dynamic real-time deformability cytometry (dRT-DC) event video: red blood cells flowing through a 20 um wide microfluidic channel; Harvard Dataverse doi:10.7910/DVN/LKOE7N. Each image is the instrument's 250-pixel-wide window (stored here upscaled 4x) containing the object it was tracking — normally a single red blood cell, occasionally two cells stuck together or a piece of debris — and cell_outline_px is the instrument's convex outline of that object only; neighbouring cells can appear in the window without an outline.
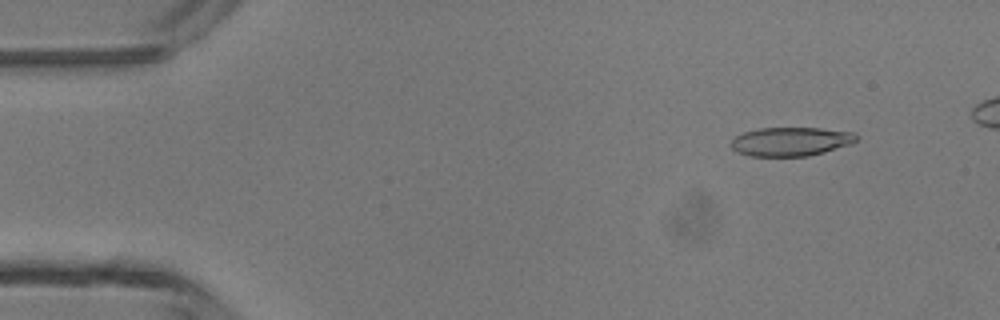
{"species": "common noctule bat (a hibernating species)", "species_latin": "Nyctalus noctula", "temperature_condition": "room temperature", "stored_images_in_passage": 44, "camera_frame_rate_fps": 3000, "um_per_image_px": 0.085, "animal": {"sex": "male", "body_mass_g": 13.3}, "frame": {"image": 1, "passage_image": 5, "time_ms": 1.333, "image_size_px": [1000, 320], "cell_outline_px": [[860, 136], [852, 144], [824, 152], [808, 156], [748, 156], [732, 148], [732, 140], [736, 136], [744, 132], [760, 128], [820, 128], [852, 132]], "centroid_in_image_um": [67.26, 12.03], "position_along_channel_um": 17.7, "area_um2": 20.98}}
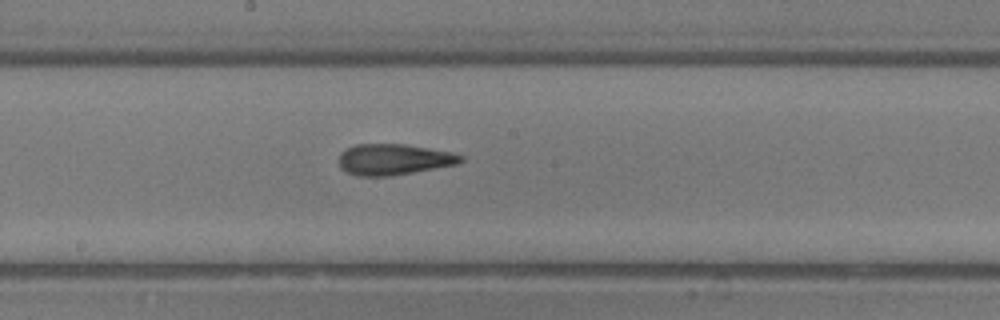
{"frame": {"image": 2, "passage_image": 25, "time_ms": 8.0, "image_size_px": [1000, 320], "cell_outline_px": [[464, 160], [460, 164], [392, 176], [360, 176], [348, 172], [340, 168], [340, 152], [344, 148], [356, 144], [404, 144], [452, 152], [464, 156]], "centroid_in_image_um": [33.5, 13.55], "position_along_channel_um": 214.7, "area_um2": 22.2}}
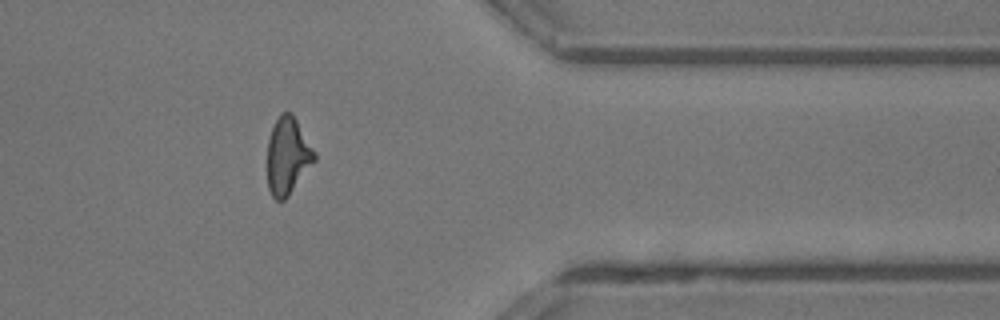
{"frame": {"image": 3, "passage_image": 38, "time_ms": 12.333, "image_size_px": [1000, 320], "cell_outline_px": [[316, 160], [288, 196], [284, 200], [276, 200], [272, 196], [268, 188], [268, 140], [272, 128], [280, 112], [292, 112], [316, 152]], "centroid_in_image_um": [24.47, 13.24], "position_along_channel_um": 386.9, "area_um2": 21.15}, "authors_computed_cell_mechanics": {"area_um2": 21.8484, "velocity_mm_per_s": 4.3943, "shape_relaxation_time_tau1_ms": 7.6897, "shape_relaxation_time_tau2_ms": 2.5405, "deformation_change_tau1": 0.2319, "deformation_change_tau2": 0.1282}}